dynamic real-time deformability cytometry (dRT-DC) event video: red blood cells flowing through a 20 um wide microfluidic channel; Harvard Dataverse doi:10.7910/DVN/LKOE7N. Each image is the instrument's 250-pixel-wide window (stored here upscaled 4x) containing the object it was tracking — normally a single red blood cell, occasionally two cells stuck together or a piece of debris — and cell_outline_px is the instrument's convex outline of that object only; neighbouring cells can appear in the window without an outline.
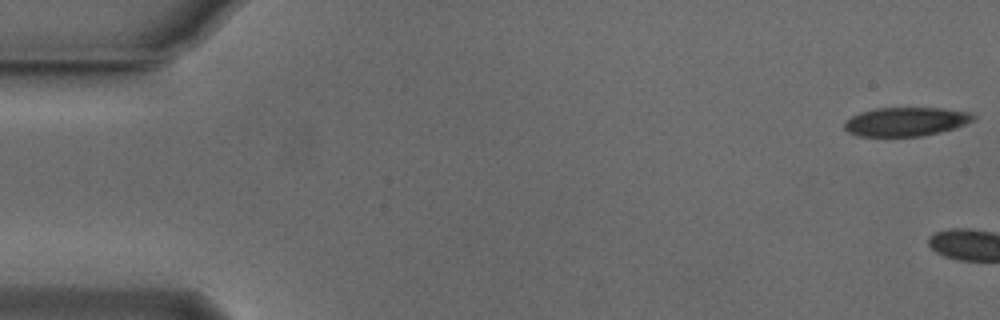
{"species": "Egyptian fruit bat (a non-hibernating species)", "species_latin": "Rousettus aegyptiacus", "temperature_condition": "cold", "stored_images_in_passage": 4, "camera_frame_rate_fps": 3000, "um_per_image_px": 0.085, "animal": {"sex": "male"}, "frame": {"image": 1, "passage_image": 1, "time_ms": 0.0, "image_size_px": [1000, 320], "cell_outline_px": [[976, 116], [972, 120], [964, 124], [940, 132], [920, 136], [856, 136], [848, 132], [844, 128], [844, 120], [860, 112], [876, 108], [940, 108], [972, 112]], "centroid_in_image_um": [76.96, 10.33], "position_along_channel_um": 8.0, "area_um2": 21.62}}